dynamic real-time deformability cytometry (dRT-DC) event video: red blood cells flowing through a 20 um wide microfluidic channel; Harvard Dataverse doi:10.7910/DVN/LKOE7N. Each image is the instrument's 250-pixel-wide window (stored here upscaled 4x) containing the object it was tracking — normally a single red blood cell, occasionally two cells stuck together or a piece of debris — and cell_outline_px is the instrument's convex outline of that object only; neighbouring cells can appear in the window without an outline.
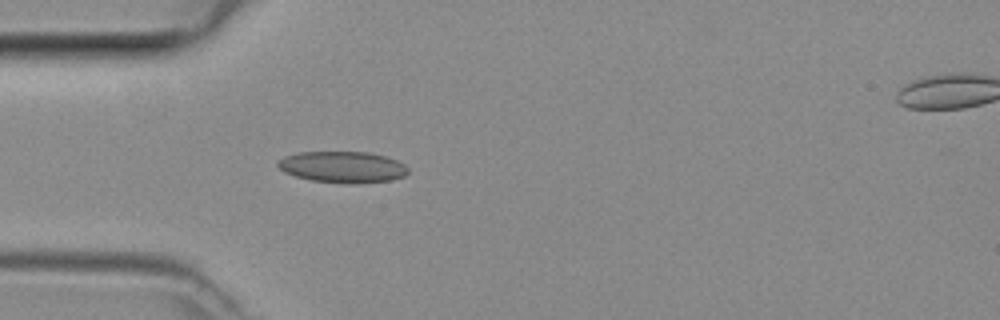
{"species": "common noctule bat (a hibernating species)", "species_latin": "Nyctalus noctula", "temperature_condition": "room temperature", "stored_images_in_passage": 29, "camera_frame_rate_fps": 3000, "um_per_image_px": 0.085, "animal": {"sex": "female", "body_mass_g": 29.2, "forearm_length_mm": 56.3}, "frame": {"image": 1, "passage_image": 3, "time_ms": 0.667, "image_size_px": [1000, 320], "cell_outline_px": [[408, 172], [404, 176], [388, 180], [312, 180], [296, 176], [284, 172], [276, 164], [284, 156], [296, 152], [368, 152], [384, 156], [396, 160], [404, 164], [408, 168]], "centroid_in_image_um": [29.07, 14.13], "position_along_channel_um": 55.9, "area_um2": 22.48}}
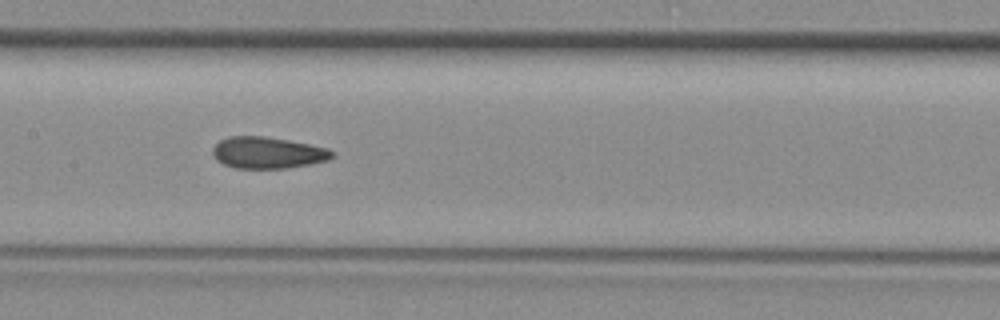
{"frame": {"image": 2, "passage_image": 12, "time_ms": 3.667, "image_size_px": [1000, 320], "cell_outline_px": [[332, 156], [328, 160], [308, 164], [284, 168], [236, 168], [224, 164], [216, 160], [212, 152], [212, 148], [220, 140], [228, 136], [264, 136], [288, 140], [328, 148], [332, 152]], "centroid_in_image_um": [22.7, 12.97], "position_along_channel_um": 184.7, "area_um2": 21.73}}
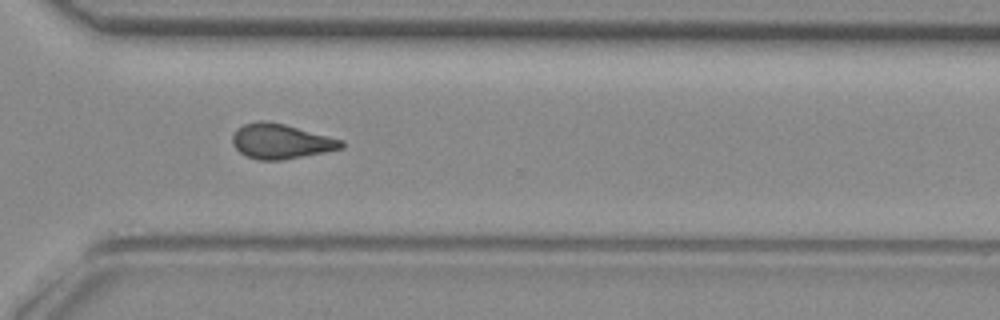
{"frame": {"image": 3, "passage_image": 23, "time_ms": 7.333, "image_size_px": [1000, 320], "cell_outline_px": [[344, 148], [324, 152], [280, 160], [260, 160], [248, 156], [240, 152], [232, 144], [232, 136], [236, 128], [244, 124], [260, 120], [264, 120], [284, 124], [344, 140]], "centroid_in_image_um": [23.87, 12.0], "position_along_channel_um": 346.7, "area_um2": 22.02}}